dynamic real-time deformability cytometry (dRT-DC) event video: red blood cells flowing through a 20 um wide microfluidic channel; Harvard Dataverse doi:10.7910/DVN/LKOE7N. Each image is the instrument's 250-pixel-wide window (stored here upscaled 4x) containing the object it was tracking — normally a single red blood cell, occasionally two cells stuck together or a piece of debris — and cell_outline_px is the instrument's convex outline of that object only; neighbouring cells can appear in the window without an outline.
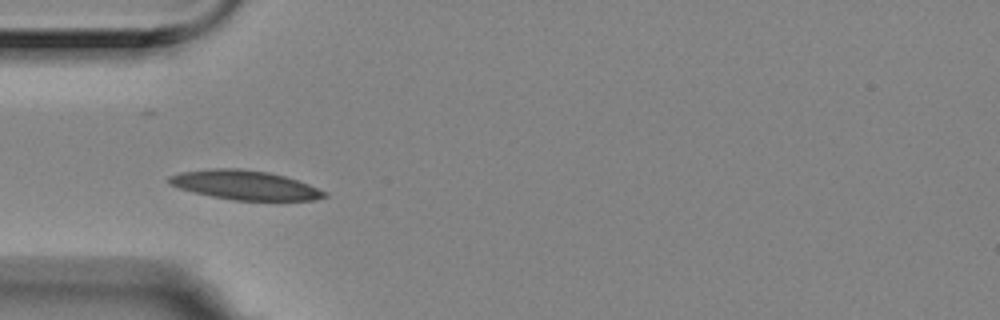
{"species": "Egyptian fruit bat (a non-hibernating species)", "species_latin": "Rousettus aegyptiacus", "temperature_condition": "room temperature", "stored_images_in_passage": 4, "camera_frame_rate_fps": 3000, "um_per_image_px": 0.085, "animal": {"sex": "female"}, "frame": {"image": 1, "passage_image": 3, "time_ms": 0.667, "image_size_px": [1000, 320], "cell_outline_px": [[328, 196], [312, 200], [232, 200], [212, 196], [180, 188], [168, 184], [168, 176], [180, 172], [212, 168], [240, 168], [268, 172], [284, 176], [308, 184], [328, 192]], "centroid_in_image_um": [20.81, 15.72], "position_along_channel_um": 64.2, "area_um2": 26.36}}
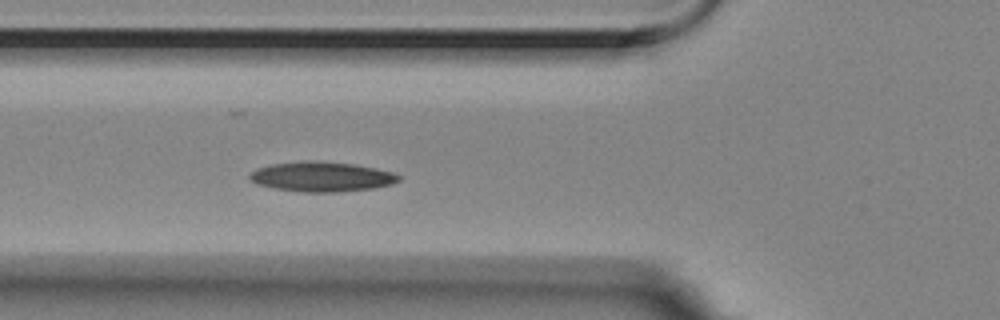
{"frame": {"image": 2, "passage_image": 4, "time_ms": 1.0, "image_size_px": [1000, 320], "cell_outline_px": [[400, 180], [392, 184], [372, 188], [336, 192], [304, 192], [272, 188], [256, 184], [248, 176], [256, 168], [272, 164], [304, 160], [312, 160], [352, 164], [376, 168], [392, 172], [400, 176]], "centroid_in_image_um": [27.32, 15.01], "position_along_channel_um": 98.5, "area_um2": 25.89}}